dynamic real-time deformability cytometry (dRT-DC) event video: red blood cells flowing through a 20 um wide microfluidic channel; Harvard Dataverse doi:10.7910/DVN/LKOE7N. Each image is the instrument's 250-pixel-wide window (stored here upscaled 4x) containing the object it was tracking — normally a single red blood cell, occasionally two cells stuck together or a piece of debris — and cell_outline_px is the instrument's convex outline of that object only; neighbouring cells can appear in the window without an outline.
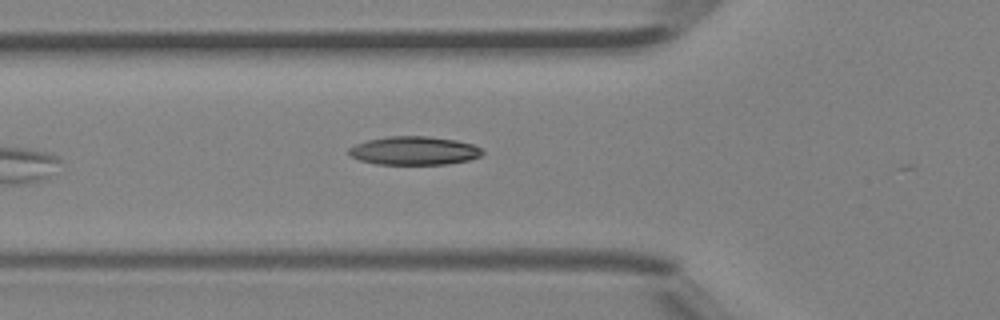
{"species": "Egyptian fruit bat (a non-hibernating species)", "species_latin": "Rousettus aegyptiacus", "temperature_condition": "room temperature", "stored_images_in_passage": 2, "camera_frame_rate_fps": 3000, "um_per_image_px": 0.085, "animal": {"sex": "female"}, "frame": {"image": 1, "passage_image": 2, "time_ms": 0.333, "image_size_px": [1000, 320], "cell_outline_px": [[484, 152], [480, 156], [468, 160], [448, 164], [376, 164], [360, 160], [348, 156], [348, 148], [356, 144], [368, 140], [388, 136], [428, 136], [456, 140], [472, 144], [480, 148]], "centroid_in_image_um": [35.17, 12.81], "position_along_channel_um": 90.6, "area_um2": 22.2}}